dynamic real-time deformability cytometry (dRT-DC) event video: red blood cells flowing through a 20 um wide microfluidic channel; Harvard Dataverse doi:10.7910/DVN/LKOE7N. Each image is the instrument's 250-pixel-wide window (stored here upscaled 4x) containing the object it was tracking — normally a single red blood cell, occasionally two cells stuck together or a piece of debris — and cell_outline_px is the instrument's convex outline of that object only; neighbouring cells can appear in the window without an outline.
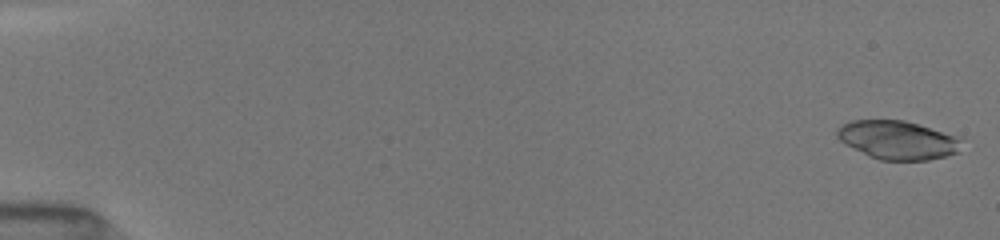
{"species": "common noctule bat (a hibernating species)", "species_latin": "Nyctalus noctula", "temperature_condition": "room temperature", "stored_images_in_passage": 10, "camera_frame_rate_fps": 3000, "um_per_image_px": 0.085, "animal": {"sex": "female", "body_mass_g": 19.5, "forearm_length_mm": 54.1}, "frame": {"image": 1, "passage_image": 1, "time_ms": 0.0, "image_size_px": [1000, 240], "cell_outline_px": [[964, 136], [956, 152], [944, 156], [928, 160], [880, 160], [868, 156], [844, 144], [836, 136], [836, 132], [844, 124], [852, 120], [904, 120]], "centroid_in_image_um": [76.33, 11.89], "position_along_channel_um": 8.7, "area_um2": 28.21}}
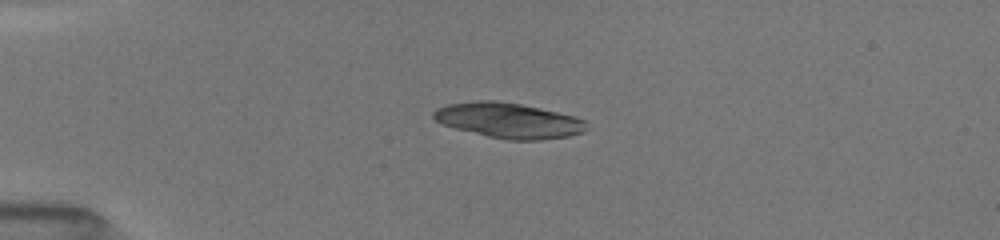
{"frame": {"image": 2, "passage_image": 6, "time_ms": 4.0, "image_size_px": [1000, 240], "cell_outline_px": [[588, 128], [584, 132], [568, 136], [540, 140], [508, 140], [488, 136], [456, 128], [444, 124], [436, 120], [432, 116], [432, 112], [436, 108], [448, 104], [476, 100], [496, 100], [520, 104], [540, 108], [588, 120]], "centroid_in_image_um": [43.26, 10.23], "position_along_channel_um": 41.7, "area_um2": 31.39}}